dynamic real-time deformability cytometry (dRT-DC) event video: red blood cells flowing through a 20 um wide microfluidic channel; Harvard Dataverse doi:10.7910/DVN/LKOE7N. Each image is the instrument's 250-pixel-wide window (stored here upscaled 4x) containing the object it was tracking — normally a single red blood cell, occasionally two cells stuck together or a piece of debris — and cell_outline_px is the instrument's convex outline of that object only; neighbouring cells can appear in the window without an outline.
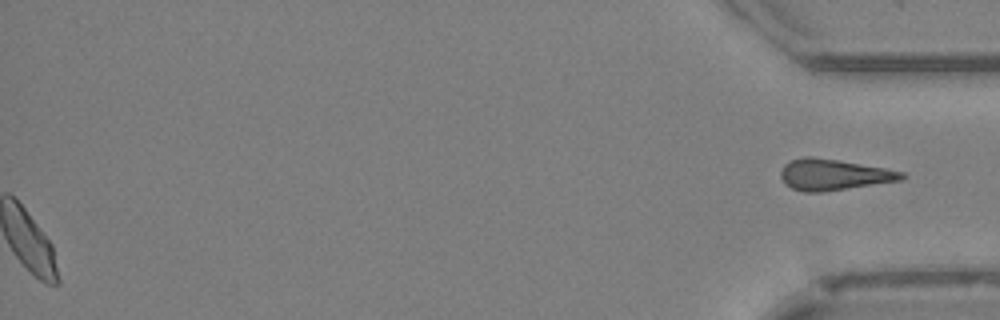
{"species": "Egyptian fruit bat (a non-hibernating species)", "species_latin": "Rousettus aegyptiacus", "temperature_condition": "cold", "stored_images_in_passage": 49, "segment_of_instrument_passage": [2, 2], "camera_frame_rate_fps": 3000, "um_per_image_px": 0.085, "animal": {"sex": "female"}, "frame": {"image": 1, "passage_image": 49, "time_ms": 16.0, "image_size_px": [1000, 320], "cell_outline_px": [[908, 176], [900, 180], [820, 192], [804, 192], [792, 188], [784, 184], [780, 176], [780, 172], [784, 164], [792, 160], [804, 156], [812, 156], [840, 160], [884, 168], [904, 172]], "centroid_in_image_um": [70.82, 14.83], "position_along_channel_um": 364.4, "area_um2": 21.79}}